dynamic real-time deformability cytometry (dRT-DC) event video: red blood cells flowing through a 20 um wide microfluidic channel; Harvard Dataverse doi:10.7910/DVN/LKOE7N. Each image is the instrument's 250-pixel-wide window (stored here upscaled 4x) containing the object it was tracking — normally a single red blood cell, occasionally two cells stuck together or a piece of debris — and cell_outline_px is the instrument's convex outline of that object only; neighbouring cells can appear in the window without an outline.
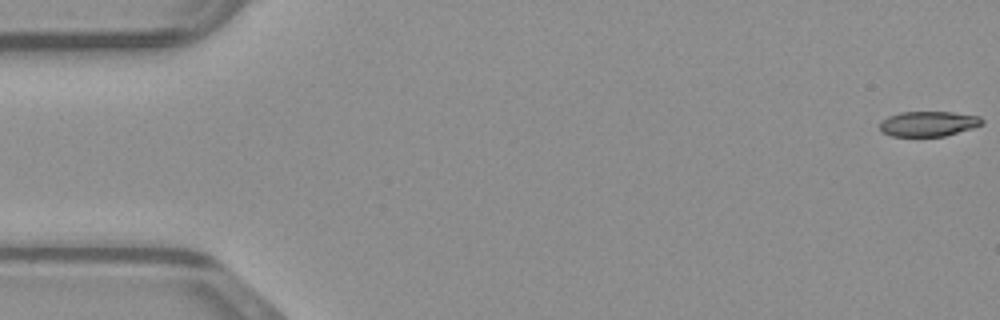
{"species": "common noctule bat (a hibernating species)", "species_latin": "Nyctalus noctula", "temperature_condition": "warm", "stored_images_in_passage": 49, "camera_frame_rate_fps": 3000, "um_per_image_px": 0.085, "animal": {"sex": "male", "body_mass_g": 23.1, "forearm_length_mm": 52.7}, "frame": {"image": 1, "passage_image": 1, "time_ms": 0.0, "image_size_px": [1000, 320], "cell_outline_px": [[984, 124], [972, 128], [944, 136], [892, 136], [880, 132], [880, 120], [888, 116], [900, 112], [952, 112], [980, 116], [984, 120]], "centroid_in_image_um": [78.9, 10.51], "position_along_channel_um": 6.1, "area_um2": 15.09}}
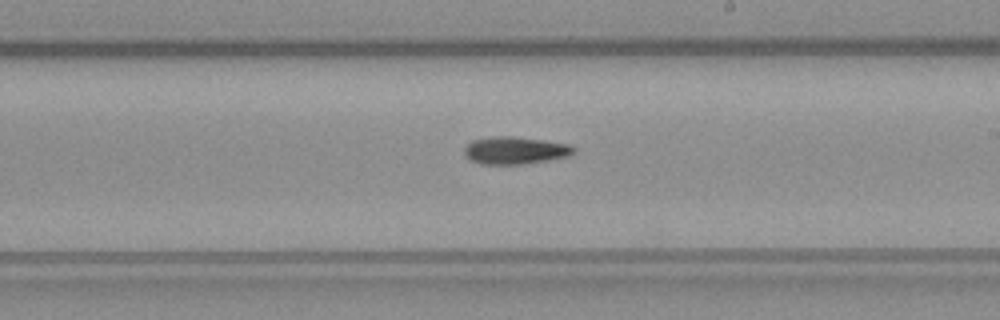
{"frame": {"image": 2, "passage_image": 28, "time_ms": 9.0, "image_size_px": [1000, 320], "cell_outline_px": [[576, 152], [568, 156], [548, 160], [520, 164], [480, 164], [464, 156], [464, 148], [472, 140], [496, 136], [512, 136], [544, 140], [572, 144], [576, 148]], "centroid_in_image_um": [43.81, 12.78], "position_along_channel_um": 245.2, "area_um2": 17.57}}
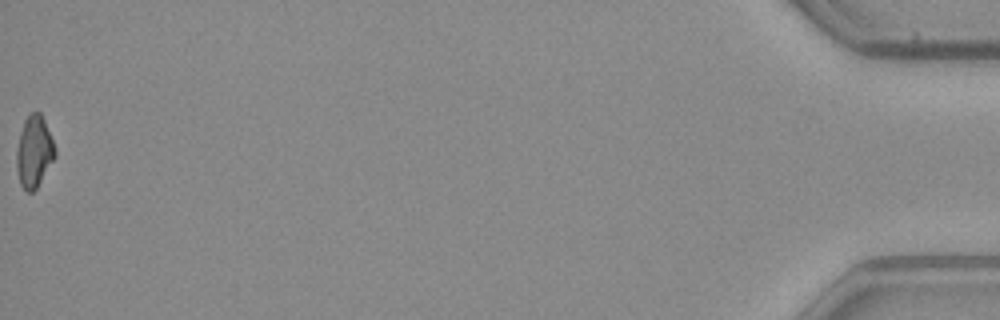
{"frame": {"image": 3, "passage_image": 49, "time_ms": 16.0, "image_size_px": [1000, 320], "cell_outline_px": [[56, 156], [36, 188], [32, 192], [28, 192], [20, 184], [16, 168], [16, 148], [20, 132], [24, 120], [28, 112], [40, 112], [44, 120], [56, 148]], "centroid_in_image_um": [2.89, 12.86], "position_along_channel_um": 432.3, "area_um2": 16.13}}